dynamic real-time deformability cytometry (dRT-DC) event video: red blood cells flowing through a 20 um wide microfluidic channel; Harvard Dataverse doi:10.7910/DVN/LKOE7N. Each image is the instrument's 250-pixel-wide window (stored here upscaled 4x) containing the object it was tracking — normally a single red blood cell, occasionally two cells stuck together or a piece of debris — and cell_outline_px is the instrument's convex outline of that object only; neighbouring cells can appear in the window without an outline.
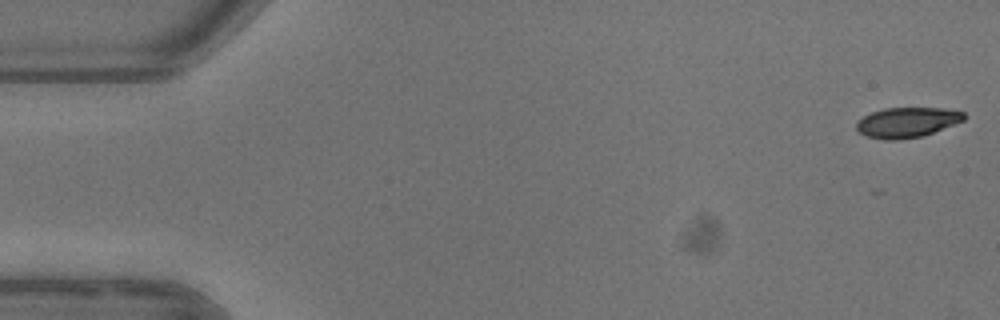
{"species": "common noctule bat (a hibernating species)", "species_latin": "Nyctalus noctula", "temperature_condition": "warm", "stored_images_in_passage": 5, "camera_frame_rate_fps": 3000, "um_per_image_px": 0.085, "animal": {"sex": "female"}, "frame": {"image": 1, "passage_image": 1, "time_ms": 0.0, "image_size_px": [1000, 320], "cell_outline_px": [[964, 120], [924, 136], [900, 140], [888, 140], [868, 136], [860, 132], [856, 128], [856, 124], [864, 116], [872, 112], [884, 108], [940, 108], [964, 112]], "centroid_in_image_um": [77.1, 10.4], "position_along_channel_um": 7.9, "area_um2": 18.67}}
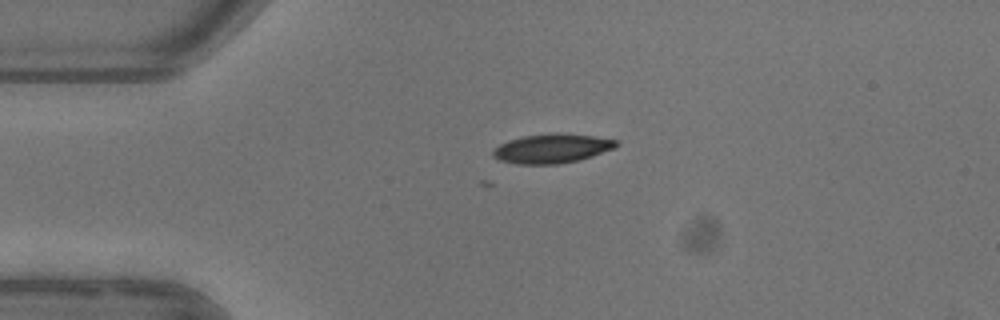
{"frame": {"image": 2, "passage_image": 4, "time_ms": 3.667, "image_size_px": [1000, 320], "cell_outline_px": [[620, 144], [616, 148], [580, 160], [556, 164], [516, 164], [500, 160], [492, 156], [492, 152], [500, 144], [508, 140], [524, 136], [592, 136], [616, 140]], "centroid_in_image_um": [46.91, 12.68], "position_along_channel_um": 38.1, "area_um2": 20.06}}